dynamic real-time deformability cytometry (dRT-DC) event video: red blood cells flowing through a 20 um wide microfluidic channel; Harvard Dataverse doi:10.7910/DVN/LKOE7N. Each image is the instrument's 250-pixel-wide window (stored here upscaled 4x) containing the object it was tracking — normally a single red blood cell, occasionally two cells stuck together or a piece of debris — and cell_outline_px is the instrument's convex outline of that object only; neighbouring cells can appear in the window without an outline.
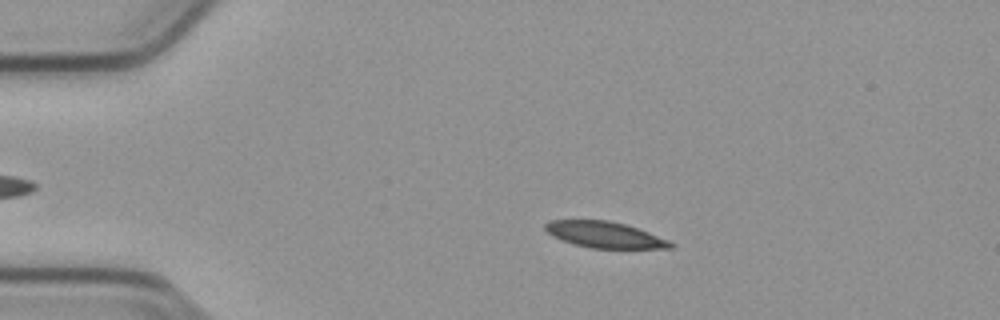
{"species": "common noctule bat (a hibernating species)", "species_latin": "Nyctalus noctula", "temperature_condition": "cold", "stored_images_in_passage": 54, "camera_frame_rate_fps": 3000, "um_per_image_px": 0.085, "animal": {"sex": "male", "body_mass_g": 23.1, "forearm_length_mm": 52.7}, "frame": {"image": 1, "passage_image": 11, "time_ms": 3.333, "image_size_px": [1000, 320], "cell_outline_px": [[676, 244], [672, 248], [592, 248], [576, 244], [552, 236], [544, 228], [544, 224], [548, 220], [608, 220], [624, 224], [648, 232], [668, 240]], "centroid_in_image_um": [51.39, 19.94], "position_along_channel_um": 33.6, "area_um2": 18.84}}
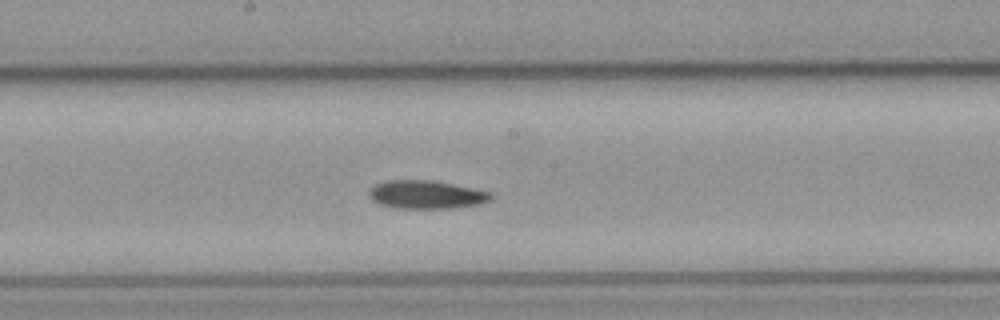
{"frame": {"image": 2, "passage_image": 29, "time_ms": 9.333, "image_size_px": [1000, 320], "cell_outline_px": [[492, 196], [488, 200], [480, 204], [452, 208], [392, 208], [380, 204], [372, 200], [368, 196], [368, 192], [376, 184], [388, 180], [432, 180], [492, 192]], "centroid_in_image_um": [36.2, 16.54], "position_along_channel_um": 212.0, "area_um2": 20.0}}
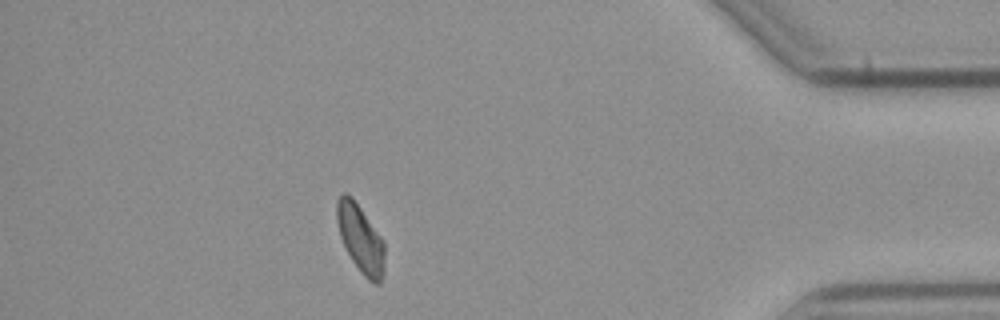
{"frame": {"image": 3, "passage_image": 48, "time_ms": 15.667, "image_size_px": [1000, 320], "cell_outline_px": [[384, 272], [380, 284], [376, 284], [368, 280], [360, 272], [352, 260], [340, 236], [336, 220], [336, 200], [340, 192], [344, 192], [352, 196], [384, 240]], "centroid_in_image_um": [30.64, 20.26], "position_along_channel_um": 404.6, "area_um2": 19.13}, "authors_computed_cell_mechanics": {"area_um2": 19.7387, "velocity_mm_per_s": 3.7761, "shape_relaxation_time_tau1_ms": 4.4639, "shape_relaxation_time_tau2_ms": null, "deformation_change_tau1": 0.1224, "deformation_change_tau2": null}}